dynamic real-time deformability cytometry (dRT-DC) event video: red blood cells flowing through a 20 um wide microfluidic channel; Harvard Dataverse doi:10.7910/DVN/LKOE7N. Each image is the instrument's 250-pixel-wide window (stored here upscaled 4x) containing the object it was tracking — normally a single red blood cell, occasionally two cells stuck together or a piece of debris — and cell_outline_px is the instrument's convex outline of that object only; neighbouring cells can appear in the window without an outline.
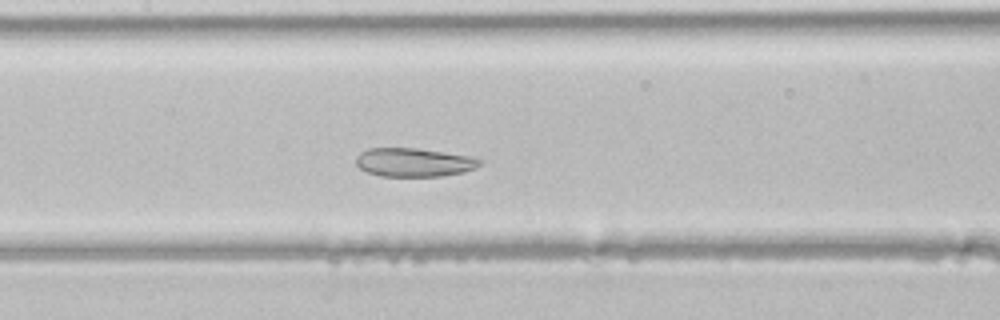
{"species": "common noctule bat (a hibernating species)", "species_latin": "Nyctalus noctula", "temperature_condition": "room temperature", "stored_images_in_passage": 42, "segment_of_instrument_passage": [1, 2], "camera_frame_rate_fps": 3000, "um_per_image_px": 0.085, "animal": {"sex": "male", "body_mass_g": 21.5, "forearm_length_mm": 52.0}, "frame": {"image": 1, "passage_image": 19, "time_ms": 6.0, "image_size_px": [1000, 320], "cell_outline_px": [[484, 160], [476, 168], [464, 172], [440, 176], [380, 176], [368, 172], [360, 168], [356, 164], [356, 156], [360, 152], [368, 148], [416, 148], [472, 156]], "centroid_in_image_um": [35.2, 13.79], "position_along_channel_um": 172.2, "area_um2": 20.75}}
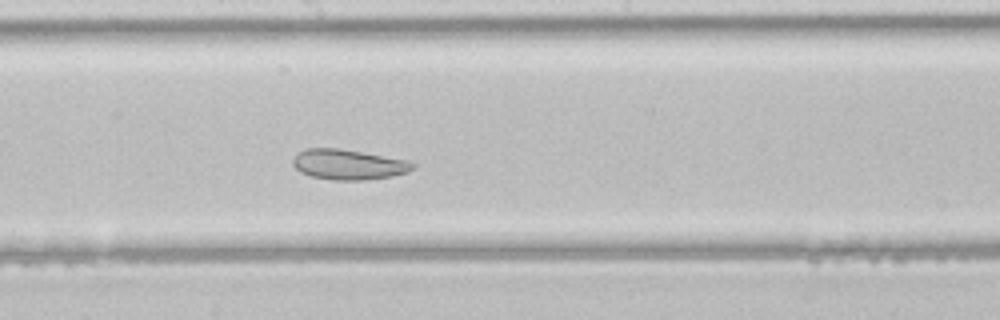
{"frame": {"image": 2, "passage_image": 22, "time_ms": 7.0, "image_size_px": [1000, 320], "cell_outline_px": [[416, 168], [408, 172], [392, 176], [360, 180], [336, 180], [312, 176], [300, 172], [292, 164], [292, 160], [300, 152], [308, 148], [336, 148], [412, 160], [416, 164]], "centroid_in_image_um": [29.69, 13.98], "position_along_channel_um": 218.5, "area_um2": 21.1}}
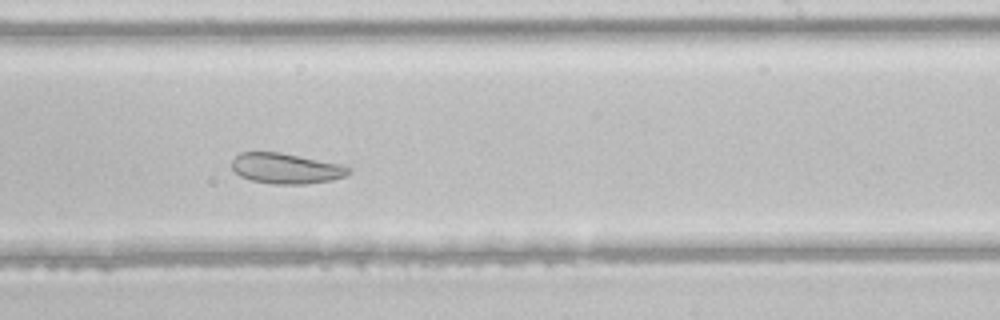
{"frame": {"image": 3, "passage_image": 25, "time_ms": 8.0, "image_size_px": [1000, 320], "cell_outline_px": [[352, 172], [344, 176], [332, 180], [308, 184], [272, 184], [252, 180], [240, 176], [232, 168], [232, 160], [240, 152], [280, 152], [340, 164], [352, 168]], "centroid_in_image_um": [24.33, 14.32], "position_along_channel_um": 264.7, "area_um2": 20.75}}